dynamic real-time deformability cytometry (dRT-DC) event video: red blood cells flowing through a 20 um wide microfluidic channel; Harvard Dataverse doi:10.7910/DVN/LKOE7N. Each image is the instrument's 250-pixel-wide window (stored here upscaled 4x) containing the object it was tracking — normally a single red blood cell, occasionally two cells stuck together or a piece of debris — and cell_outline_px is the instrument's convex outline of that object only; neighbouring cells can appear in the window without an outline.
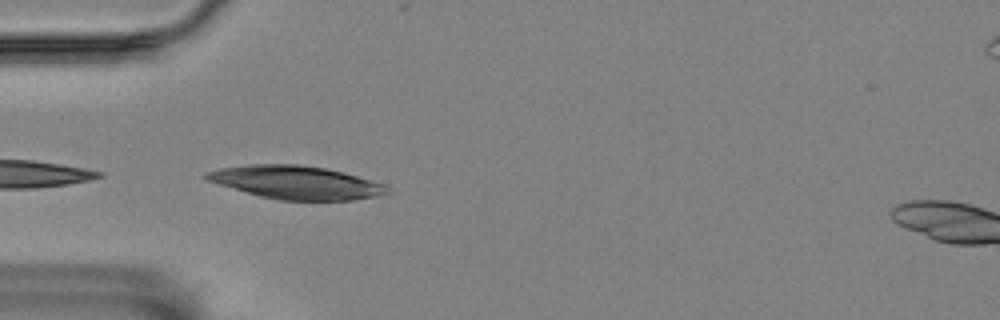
{"species": "Egyptian fruit bat (a non-hibernating species)", "species_latin": "Rousettus aegyptiacus", "temperature_condition": "room temperature", "stored_images_in_passage": 3, "camera_frame_rate_fps": 3000, "um_per_image_px": 0.085, "animal": {"sex": "female"}, "frame": {"image": 1, "passage_image": 1, "time_ms": 0.0, "image_size_px": [1000, 320], "cell_outline_px": [[396, 192], [376, 196], [352, 200], [280, 200], [260, 196], [204, 180], [200, 176], [204, 172], [220, 168], [248, 164], [296, 164], [324, 168], [344, 172], [388, 184]], "centroid_in_image_um": [25.21, 15.5], "position_along_channel_um": 59.8, "area_um2": 35.49}}